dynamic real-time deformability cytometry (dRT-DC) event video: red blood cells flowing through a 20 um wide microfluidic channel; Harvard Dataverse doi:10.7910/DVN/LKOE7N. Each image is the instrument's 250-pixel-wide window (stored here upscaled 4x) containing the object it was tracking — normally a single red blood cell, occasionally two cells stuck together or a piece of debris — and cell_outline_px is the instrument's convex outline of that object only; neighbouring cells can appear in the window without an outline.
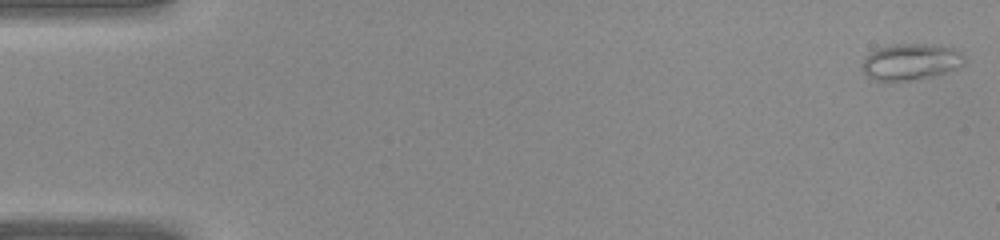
{"species": "common noctule bat (a hibernating species)", "species_latin": "Nyctalus noctula", "temperature_condition": "warm", "stored_images_in_passage": 38, "camera_frame_rate_fps": 3000, "um_per_image_px": 0.085, "animal": {"sex": "female", "body_mass_g": 22.0, "forearm_length_mm": 56.7}, "frame": {"image": 1, "passage_image": 1, "time_ms": 0.0, "image_size_px": [1000, 240], "cell_outline_px": [[964, 64], [956, 68], [944, 72], [928, 76], [908, 80], [884, 84], [872, 80], [860, 68], [868, 52], [892, 44], [932, 44], [956, 48], [964, 56]], "centroid_in_image_um": [77.35, 5.27], "position_along_channel_um": 7.7, "area_um2": 21.96}}
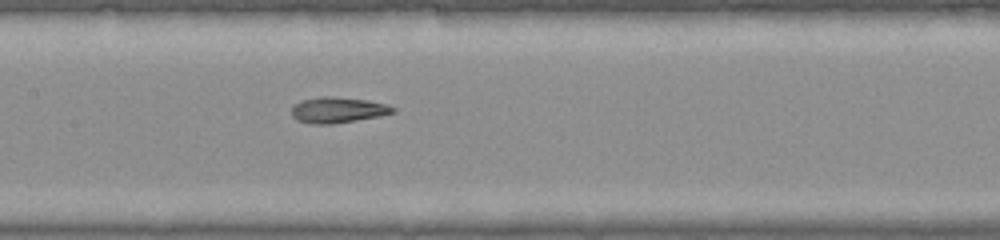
{"frame": {"image": 2, "passage_image": 20, "time_ms": 6.333, "image_size_px": [1000, 240], "cell_outline_px": [[396, 112], [380, 116], [332, 124], [312, 124], [296, 120], [292, 116], [292, 108], [300, 100], [324, 96], [332, 96], [368, 100], [384, 104], [396, 108]], "centroid_in_image_um": [28.71, 9.35], "position_along_channel_um": 178.7, "area_um2": 15.2}}
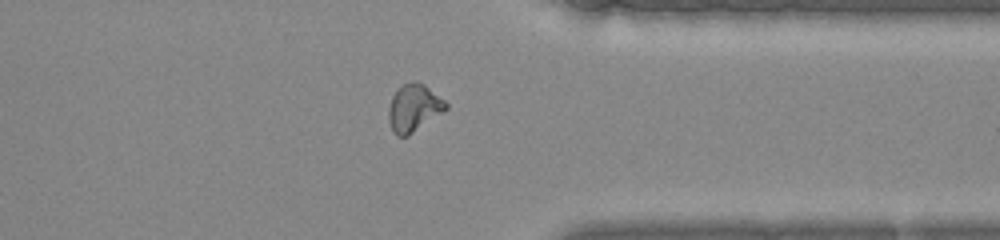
{"frame": {"image": 3, "passage_image": 32, "time_ms": 10.333, "image_size_px": [1000, 240], "cell_outline_px": [[448, 108], [408, 136], [396, 136], [392, 132], [388, 120], [388, 108], [392, 96], [404, 84], [412, 80], [424, 84], [444, 100], [448, 104]], "centroid_in_image_um": [35.15, 9.19], "position_along_channel_um": 376.2, "area_um2": 15.72}}